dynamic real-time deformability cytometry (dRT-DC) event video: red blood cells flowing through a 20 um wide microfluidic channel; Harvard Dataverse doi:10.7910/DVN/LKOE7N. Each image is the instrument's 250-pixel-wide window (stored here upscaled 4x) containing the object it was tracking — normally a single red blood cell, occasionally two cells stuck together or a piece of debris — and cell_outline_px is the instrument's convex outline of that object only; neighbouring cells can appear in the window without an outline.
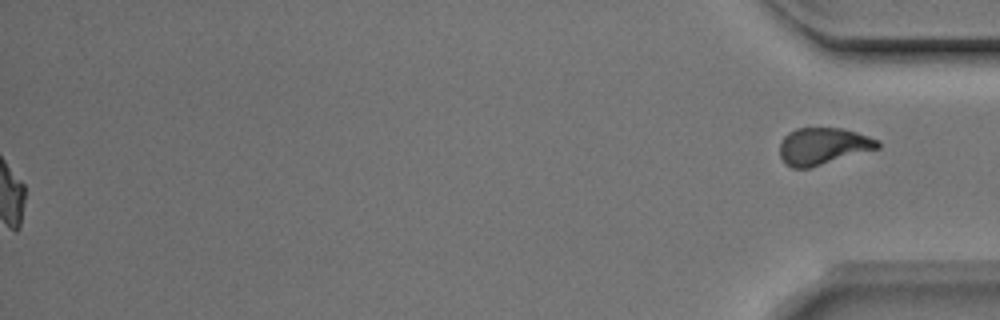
{"species": "Egyptian fruit bat (a non-hibernating species)", "species_latin": "Rousettus aegyptiacus", "temperature_condition": "room temperature", "stored_images_in_passage": 53, "segment_of_instrument_passage": [2, 2], "camera_frame_rate_fps": 3000, "um_per_image_px": 0.085, "animal": {"sex": "male"}, "frame": {"image": 1, "passage_image": 53, "time_ms": 17.333, "image_size_px": [1000, 320], "cell_outline_px": [[880, 148], [808, 168], [792, 168], [784, 164], [780, 156], [780, 144], [784, 136], [788, 132], [796, 128], [840, 128], [856, 132], [880, 140]], "centroid_in_image_um": [69.94, 12.42], "position_along_channel_um": 365.3, "area_um2": 21.1}}